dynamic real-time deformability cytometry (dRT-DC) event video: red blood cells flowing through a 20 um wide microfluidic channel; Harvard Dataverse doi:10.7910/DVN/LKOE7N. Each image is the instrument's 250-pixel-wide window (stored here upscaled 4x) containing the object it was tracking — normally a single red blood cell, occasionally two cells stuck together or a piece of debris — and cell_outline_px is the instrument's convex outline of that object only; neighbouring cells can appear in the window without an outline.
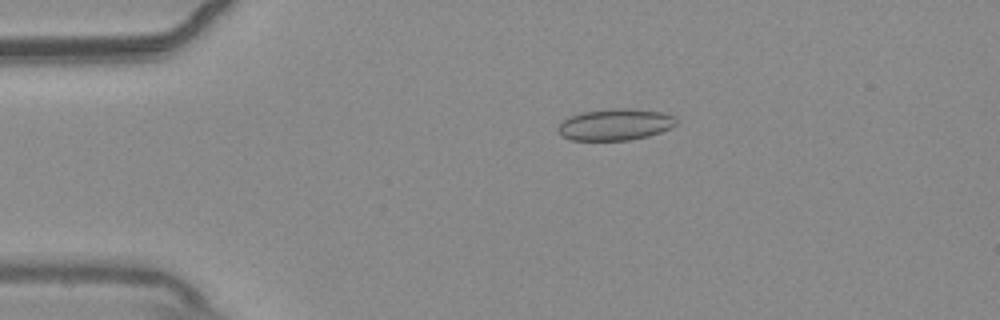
{"species": "common noctule bat (a hibernating species)", "species_latin": "Nyctalus noctula", "temperature_condition": "warm", "stored_images_in_passage": 45, "camera_frame_rate_fps": 3000, "um_per_image_px": 0.085, "animal": {"sex": "male", "body_mass_g": 20.4}, "frame": {"image": 1, "passage_image": 1, "time_ms": 0.0, "image_size_px": [1000, 320], "cell_outline_px": [[676, 124], [672, 128], [648, 136], [628, 140], [572, 140], [560, 136], [556, 128], [564, 120], [572, 116], [584, 112], [612, 108], [628, 108], [664, 112], [676, 116]], "centroid_in_image_um": [52.32, 10.58], "position_along_channel_um": 32.7, "area_um2": 21.79}}
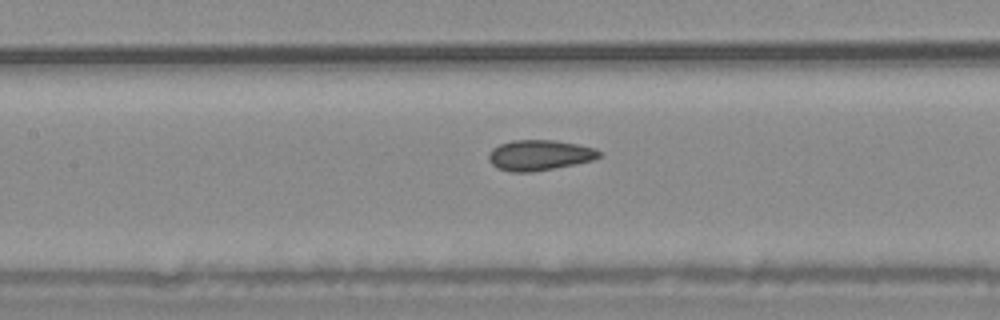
{"frame": {"image": 2, "passage_image": 15, "time_ms": 4.667, "image_size_px": [1000, 320], "cell_outline_px": [[600, 156], [592, 160], [576, 164], [532, 172], [512, 172], [496, 168], [488, 160], [488, 156], [492, 148], [500, 144], [512, 140], [556, 140], [596, 148], [600, 152]], "centroid_in_image_um": [45.83, 13.19], "position_along_channel_um": 161.6, "area_um2": 19.65}}
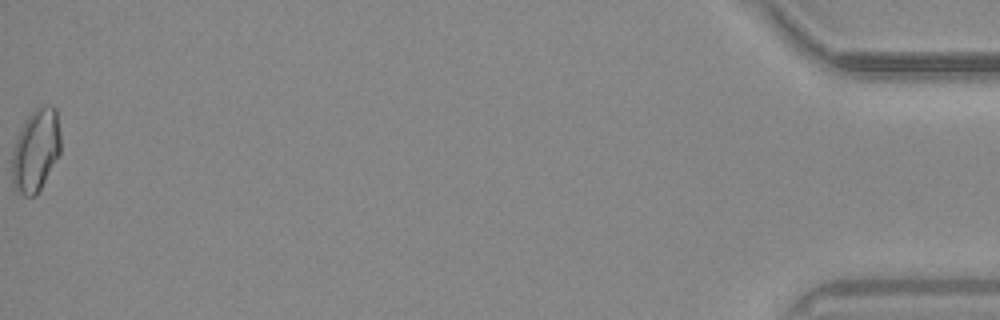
{"frame": {"image": 3, "passage_image": 45, "time_ms": 14.667, "image_size_px": [1000, 320], "cell_outline_px": [[60, 152], [36, 196], [24, 196], [16, 192], [12, 184], [12, 152], [16, 140], [24, 120], [36, 108], [44, 104], [56, 108], [60, 136]], "centroid_in_image_um": [3.02, 12.79], "position_along_channel_um": 432.2, "area_um2": 23.35}, "authors_computed_cell_mechanics": {"area_um2": 19.4208, "velocity_mm_per_s": 3.7202, "shape_relaxation_time_tau1_ms": null, "shape_relaxation_time_tau2_ms": 2.1763, "deformation_change_tau1": null, "deformation_change_tau2": 0.0756}}